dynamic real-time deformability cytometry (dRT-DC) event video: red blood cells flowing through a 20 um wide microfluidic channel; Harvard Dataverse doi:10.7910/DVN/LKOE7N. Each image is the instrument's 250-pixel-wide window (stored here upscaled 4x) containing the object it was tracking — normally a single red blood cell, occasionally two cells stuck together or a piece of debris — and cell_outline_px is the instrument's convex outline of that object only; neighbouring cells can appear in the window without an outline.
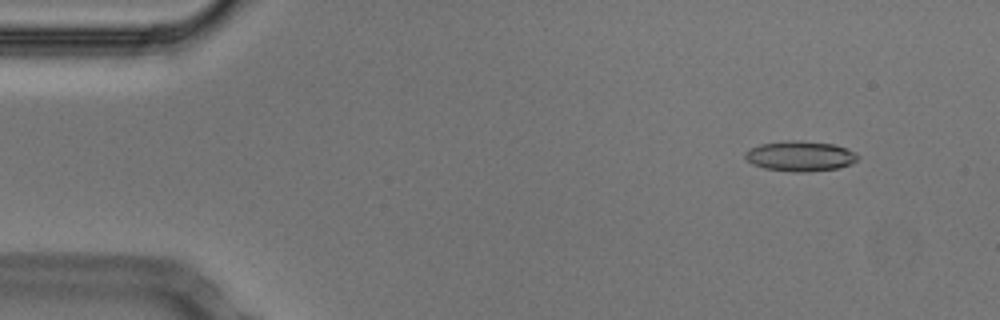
{"species": "Egyptian fruit bat (a non-hibernating species)", "species_latin": "Rousettus aegyptiacus", "temperature_condition": "cold", "stored_images_in_passage": 51, "camera_frame_rate_fps": 3000, "um_per_image_px": 0.085, "animal": {"sex": "male"}, "frame": {"image": 1, "passage_image": 5, "time_ms": 1.333, "image_size_px": [1000, 320], "cell_outline_px": [[860, 156], [852, 164], [840, 168], [808, 172], [792, 172], [764, 168], [752, 164], [744, 156], [744, 152], [748, 148], [760, 144], [792, 140], [832, 144], [856, 152]], "centroid_in_image_um": [68.01, 13.28], "position_along_channel_um": 17.0, "area_um2": 19.88}}
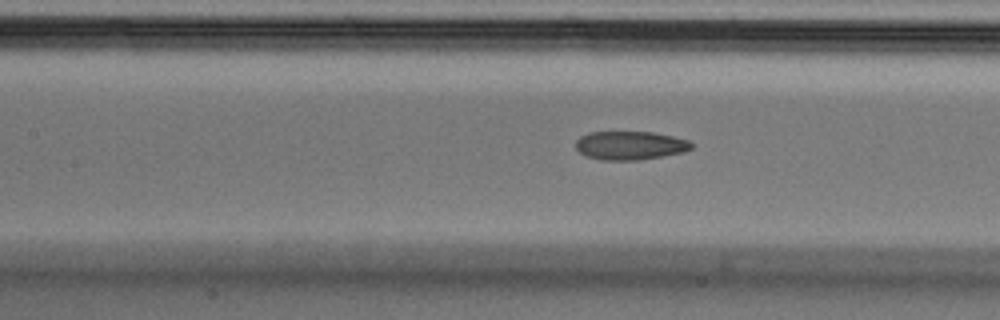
{"frame": {"image": 2, "passage_image": 23, "time_ms": 7.333, "image_size_px": [1000, 320], "cell_outline_px": [[692, 148], [684, 152], [640, 160], [600, 160], [588, 156], [580, 152], [576, 148], [576, 140], [580, 136], [588, 132], [652, 132], [672, 136], [688, 140], [692, 144]], "centroid_in_image_um": [53.55, 12.36], "position_along_channel_um": 153.9, "area_um2": 19.25}}
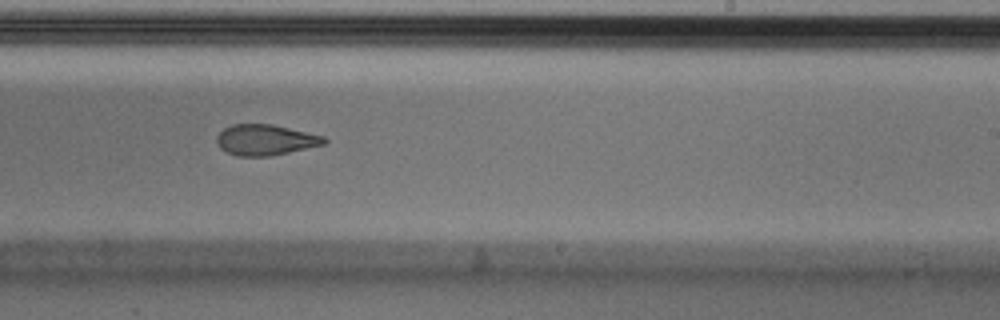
{"frame": {"image": 3, "passage_image": 32, "time_ms": 10.333, "image_size_px": [1000, 320], "cell_outline_px": [[328, 140], [324, 144], [272, 156], [236, 156], [220, 148], [216, 140], [216, 136], [224, 128], [232, 124], [272, 124], [324, 136]], "centroid_in_image_um": [22.54, 11.89], "position_along_channel_um": 266.5, "area_um2": 19.19}, "authors_computed_cell_mechanics": {"area_um2": 20.0566, "velocity_mm_per_s": 3.7587, "shape_relaxation_time_tau1_ms": 7.5729, "shape_relaxation_time_tau2_ms": 2.6686, "deformation_change_tau1": 0.1995, "deformation_change_tau2": 0.1035}}